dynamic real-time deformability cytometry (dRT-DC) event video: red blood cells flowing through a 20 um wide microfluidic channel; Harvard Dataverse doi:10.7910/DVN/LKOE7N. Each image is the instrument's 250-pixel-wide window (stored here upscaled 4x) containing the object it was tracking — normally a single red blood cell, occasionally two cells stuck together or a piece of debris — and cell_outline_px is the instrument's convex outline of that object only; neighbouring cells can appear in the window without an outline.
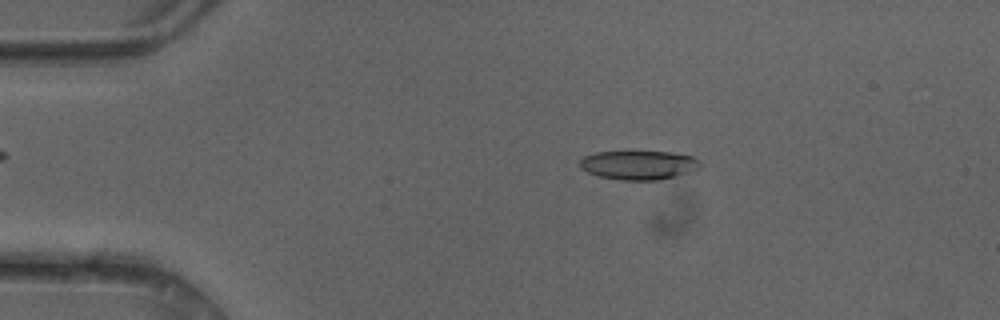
{"species": "common noctule bat (a hibernating species)", "species_latin": "Nyctalus noctula", "temperature_condition": "cold", "stored_images_in_passage": 46, "camera_frame_rate_fps": 3000, "um_per_image_px": 0.085, "animal": {"sex": "female"}, "frame": {"image": 1, "passage_image": 9, "time_ms": 2.667, "image_size_px": [1000, 320], "cell_outline_px": [[700, 168], [692, 172], [676, 176], [656, 180], [620, 180], [600, 176], [588, 172], [580, 168], [580, 160], [584, 156], [596, 152], [632, 148], [672, 152], [692, 156], [700, 160]], "centroid_in_image_um": [54.29, 13.97], "position_along_channel_um": 30.7, "area_um2": 21.44}}
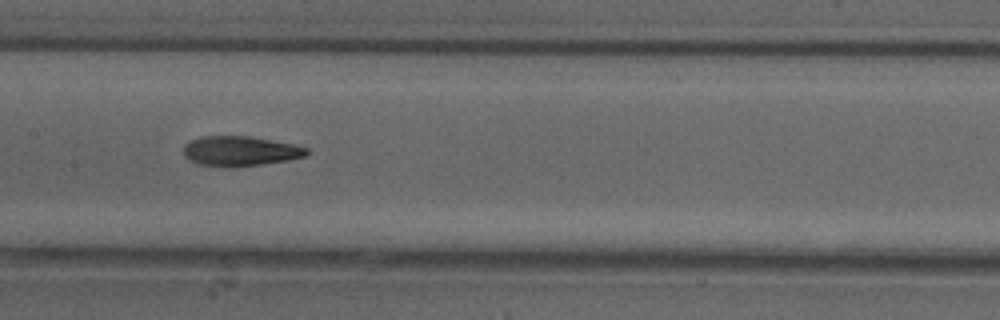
{"frame": {"image": 2, "passage_image": 24, "time_ms": 7.667, "image_size_px": [1000, 320], "cell_outline_px": [[308, 152], [304, 156], [288, 160], [232, 168], [200, 164], [188, 160], [184, 156], [184, 144], [200, 136], [248, 136], [292, 144], [308, 148]], "centroid_in_image_um": [20.37, 12.85], "position_along_channel_um": 187.0, "area_um2": 21.33}}
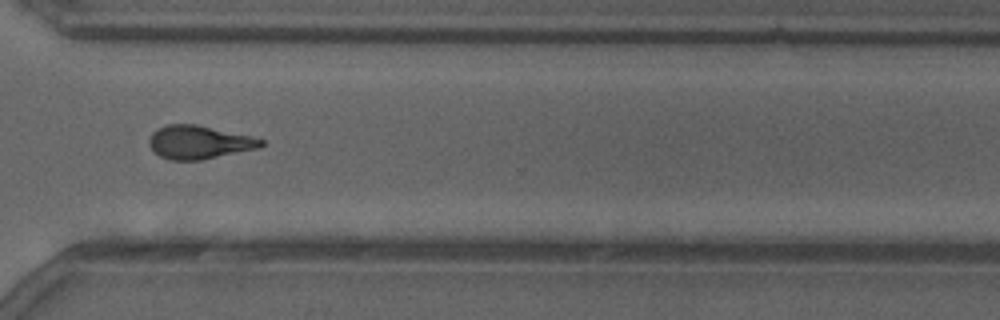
{"frame": {"image": 3, "passage_image": 36, "time_ms": 11.667, "image_size_px": [1000, 320], "cell_outline_px": [[264, 144], [260, 148], [200, 160], [168, 160], [160, 156], [148, 144], [148, 140], [152, 132], [156, 128], [168, 124], [196, 124], [252, 136], [264, 140]], "centroid_in_image_um": [16.91, 12.08], "position_along_channel_um": 353.7, "area_um2": 21.85}, "authors_computed_cell_mechanics": {"area_um2": 21.2993, "velocity_mm_per_s": 4.1841, "shape_relaxation_time_tau1_ms": 4.9597, "shape_relaxation_time_tau2_ms": 3.0422, "deformation_change_tau1": 0.185, "deformation_change_tau2": 0.1296}}